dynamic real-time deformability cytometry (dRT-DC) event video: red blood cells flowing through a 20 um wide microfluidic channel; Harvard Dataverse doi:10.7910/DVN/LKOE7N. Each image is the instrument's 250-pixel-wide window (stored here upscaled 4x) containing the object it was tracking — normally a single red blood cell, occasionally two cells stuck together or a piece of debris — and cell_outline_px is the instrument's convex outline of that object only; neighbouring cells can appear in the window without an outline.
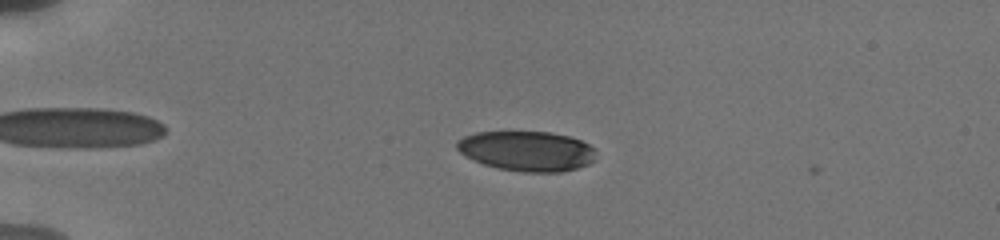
{"species": "human", "species_latin": "Homo sapiens", "temperature_condition": "cold", "stored_images_in_passage": 12, "camera_frame_rate_fps": 3000, "um_per_image_px": 0.085, "donor": {"sex": "male"}, "frame": {"image": 1, "passage_image": 4, "time_ms": 2.667, "image_size_px": [1000, 240], "cell_outline_px": [[596, 160], [588, 164], [576, 168], [560, 172], [520, 172], [500, 168], [484, 164], [464, 156], [456, 148], [456, 140], [464, 136], [476, 132], [552, 132], [568, 136], [580, 140], [588, 144], [596, 152]], "centroid_in_image_um": [44.77, 12.84], "position_along_channel_um": 40.2, "area_um2": 32.48}}
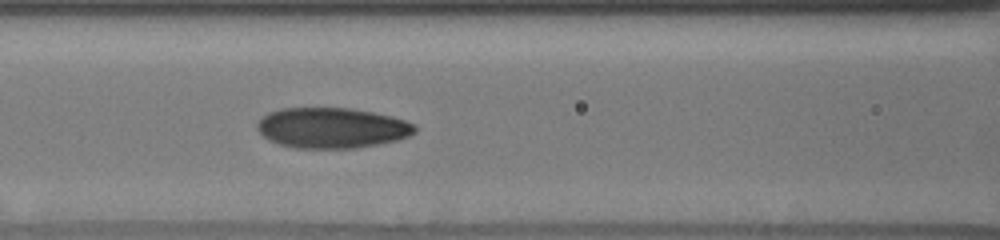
{"frame": {"image": 2, "passage_image": 9, "time_ms": 6.667, "image_size_px": [1000, 240], "cell_outline_px": [[416, 132], [408, 136], [396, 140], [380, 144], [356, 148], [296, 148], [280, 144], [268, 140], [256, 128], [256, 124], [268, 112], [280, 108], [348, 108], [372, 112], [392, 116], [416, 124]], "centroid_in_image_um": [28.21, 10.87], "position_along_channel_um": 138.4, "area_um2": 37.22}}
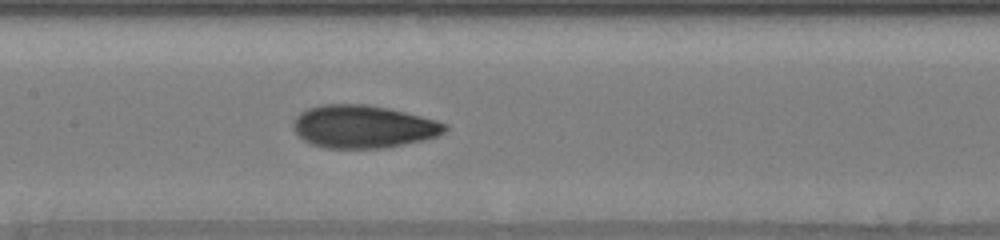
{"frame": {"image": 3, "passage_image": 12, "time_ms": 7.667, "image_size_px": [1000, 240], "cell_outline_px": [[448, 128], [444, 132], [436, 136], [424, 140], [384, 148], [324, 148], [312, 144], [304, 140], [292, 128], [292, 120], [300, 112], [308, 108], [320, 104], [364, 104], [388, 108], [436, 120], [448, 124]], "centroid_in_image_um": [30.84, 10.76], "position_along_channel_um": 176.6, "area_um2": 37.92}}